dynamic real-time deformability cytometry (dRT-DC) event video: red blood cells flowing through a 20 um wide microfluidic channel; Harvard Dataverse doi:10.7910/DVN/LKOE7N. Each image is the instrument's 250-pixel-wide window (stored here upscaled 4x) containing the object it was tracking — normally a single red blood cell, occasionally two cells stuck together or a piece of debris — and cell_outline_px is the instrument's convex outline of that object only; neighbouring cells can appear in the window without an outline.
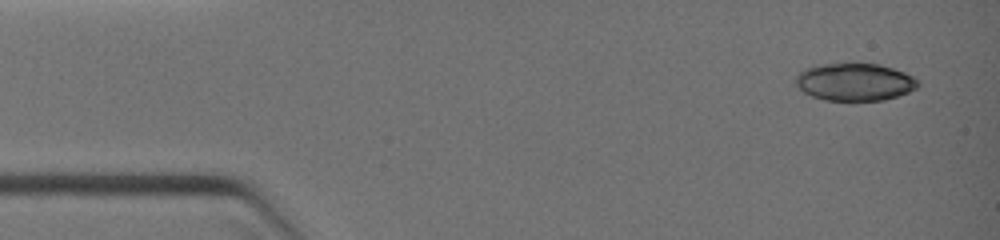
{"species": "common noctule bat (a hibernating species)", "species_latin": "Nyctalus noctula", "temperature_condition": "warm", "stored_images_in_passage": 7, "camera_frame_rate_fps": 3000, "um_per_image_px": 0.085, "animal": {"sex": "female", "body_mass_g": 19.0, "forearm_length_mm": 51.5}, "frame": {"image": 1, "passage_image": 1, "time_ms": 0.0, "image_size_px": [1000, 240], "cell_outline_px": [[920, 84], [916, 88], [908, 92], [884, 100], [824, 100], [812, 96], [804, 92], [796, 84], [796, 76], [804, 68], [816, 64], [848, 60], [856, 60], [880, 64], [904, 72], [912, 76]], "centroid_in_image_um": [72.62, 6.9], "position_along_channel_um": 12.4, "area_um2": 27.57}}
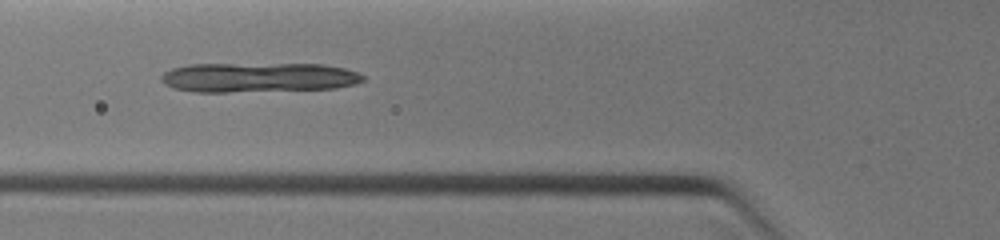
{"frame": {"image": 2, "passage_image": 6, "time_ms": 3.667, "image_size_px": [1000, 240], "cell_outline_px": [[364, 80], [356, 84], [336, 88], [228, 92], [196, 92], [176, 88], [164, 84], [160, 80], [160, 76], [164, 72], [172, 68], [188, 64], [324, 64], [344, 68], [360, 72], [364, 76]], "centroid_in_image_um": [21.97, 6.57], "position_along_channel_um": 103.8, "area_um2": 35.03}}
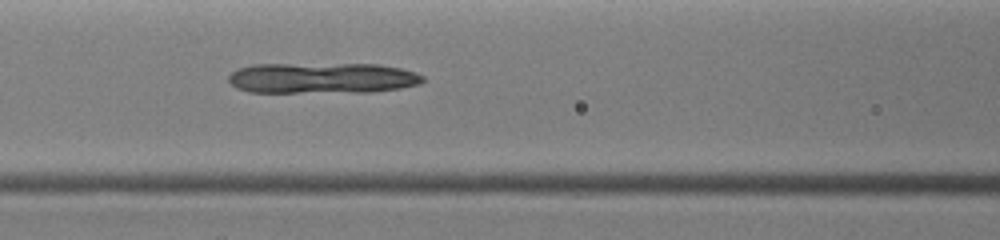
{"frame": {"image": 3, "passage_image": 7, "time_ms": 4.333, "image_size_px": [1000, 240], "cell_outline_px": [[424, 80], [420, 84], [400, 88], [372, 92], [248, 92], [236, 88], [228, 80], [228, 76], [232, 72], [240, 68], [252, 64], [376, 64], [400, 68], [416, 72], [424, 76]], "centroid_in_image_um": [27.39, 6.63], "position_along_channel_um": 139.2, "area_um2": 35.03}}